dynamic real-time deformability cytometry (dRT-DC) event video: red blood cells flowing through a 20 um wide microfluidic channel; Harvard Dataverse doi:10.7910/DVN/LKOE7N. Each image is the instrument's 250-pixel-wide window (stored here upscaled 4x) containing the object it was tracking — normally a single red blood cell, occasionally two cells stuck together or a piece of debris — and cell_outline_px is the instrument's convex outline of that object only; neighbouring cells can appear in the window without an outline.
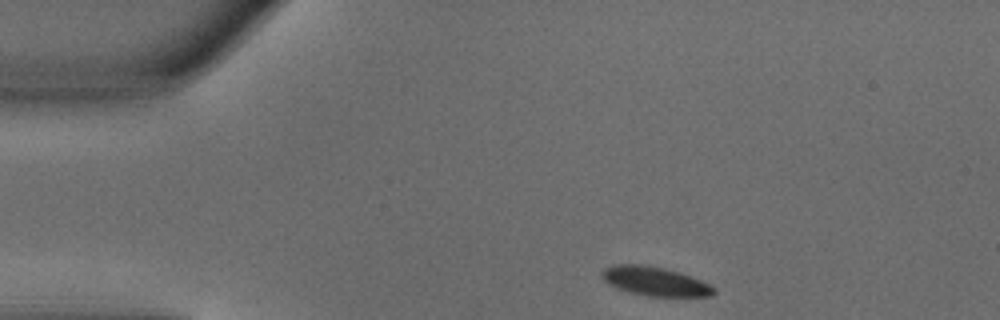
{"species": "common noctule bat (a hibernating species)", "species_latin": "Nyctalus noctula", "temperature_condition": "warm", "stored_images_in_passage": 42, "camera_frame_rate_fps": 3000, "um_per_image_px": 0.085, "animal": {"sex": "male", "body_mass_g": 18.8}, "frame": {"image": 1, "passage_image": 1, "time_ms": 0.0, "image_size_px": [1000, 320], "cell_outline_px": [[716, 292], [712, 296], [648, 296], [628, 292], [616, 288], [608, 284], [600, 276], [600, 272], [604, 268], [612, 264], [640, 264], [664, 268], [680, 272], [712, 284], [716, 288]], "centroid_in_image_um": [55.66, 23.9], "position_along_channel_um": 29.3, "area_um2": 19.25}}
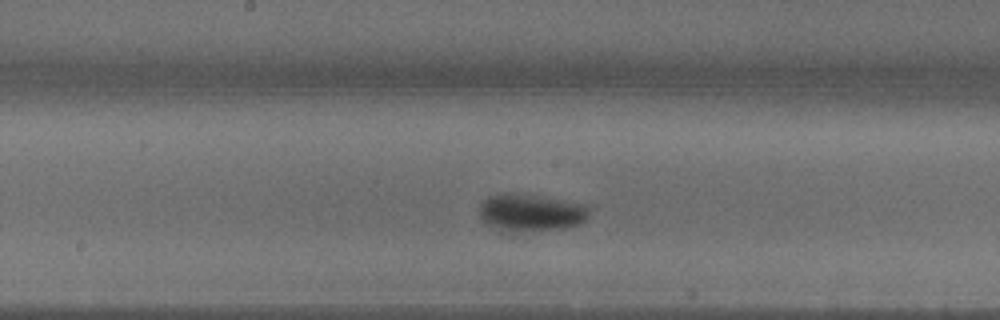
{"frame": {"image": 2, "passage_image": 18, "time_ms": 5.667, "image_size_px": [1000, 320], "cell_outline_px": [[592, 208], [588, 216], [580, 224], [564, 228], [520, 232], [500, 232], [484, 224], [480, 220], [480, 204], [488, 196], [504, 192], [536, 196], [564, 200], [588, 204]], "centroid_in_image_um": [45.09, 18.09], "position_along_channel_um": 203.1, "area_um2": 24.51}}
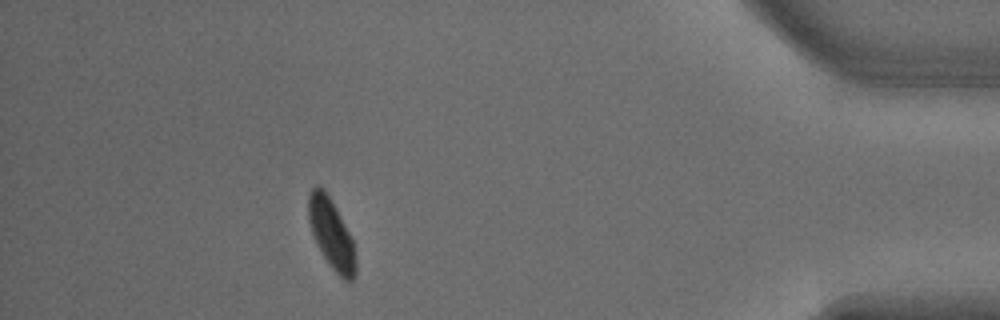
{"frame": {"image": 3, "passage_image": 37, "time_ms": 12.0, "image_size_px": [1000, 320], "cell_outline_px": [[356, 272], [352, 280], [348, 284], [328, 264], [316, 244], [308, 220], [308, 196], [312, 188], [324, 188], [336, 208], [352, 240], [356, 260]], "centroid_in_image_um": [28.16, 19.92], "position_along_channel_um": 407.0, "area_um2": 19.02}, "authors_computed_cell_mechanics": {"area_um2": 20.519, "velocity_mm_per_s": 4.022, "shape_relaxation_time_tau1_ms": 2.6548, "shape_relaxation_time_tau2_ms": null, "deformation_change_tau1": 0.1312, "deformation_change_tau2": null}}